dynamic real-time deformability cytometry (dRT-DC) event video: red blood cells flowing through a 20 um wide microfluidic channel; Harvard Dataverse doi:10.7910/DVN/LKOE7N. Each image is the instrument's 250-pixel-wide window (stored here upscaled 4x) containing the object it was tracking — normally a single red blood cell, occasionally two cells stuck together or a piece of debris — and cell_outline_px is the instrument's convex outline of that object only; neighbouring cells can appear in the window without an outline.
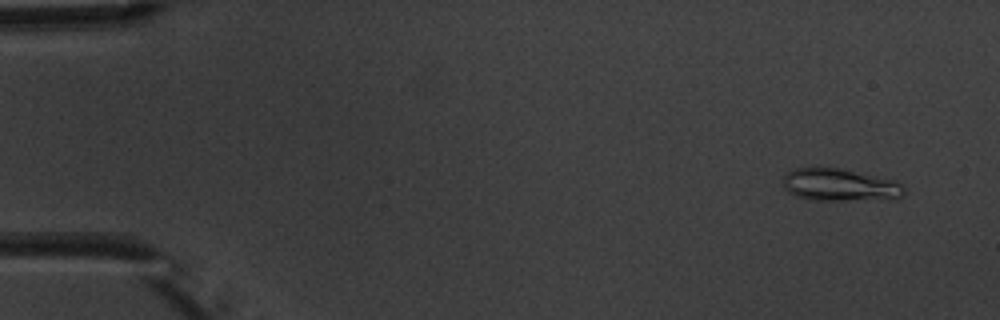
{"species": "common noctule bat (a hibernating species)", "species_latin": "Nyctalus noctula", "temperature_condition": "warm", "stored_images_in_passage": 10, "camera_frame_rate_fps": 3000, "um_per_image_px": 0.085, "animal": {"sex": "male", "body_mass_g": 20.1, "forearm_length_mm": 53.5}, "frame": {"image": 1, "passage_image": 1, "time_ms": 0.0, "image_size_px": [1000, 320], "cell_outline_px": [[904, 192], [896, 200], [812, 200], [796, 196], [788, 192], [780, 184], [784, 176], [792, 168], [840, 168], [896, 180], [904, 188]], "centroid_in_image_um": [71.38, 15.73], "position_along_channel_um": 13.6, "area_um2": 23.24}}
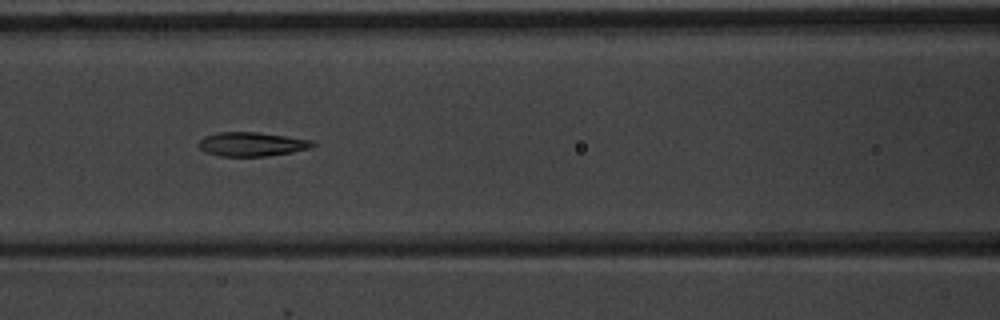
{"frame": {"image": 2, "passage_image": 7, "time_ms": 6.667, "image_size_px": [1000, 320], "cell_outline_px": [[316, 144], [312, 148], [292, 152], [264, 156], [220, 156], [208, 152], [200, 148], [196, 144], [204, 136], [216, 132], [256, 132], [312, 140]], "centroid_in_image_um": [21.39, 12.25], "position_along_channel_um": 145.2, "area_um2": 15.9}}
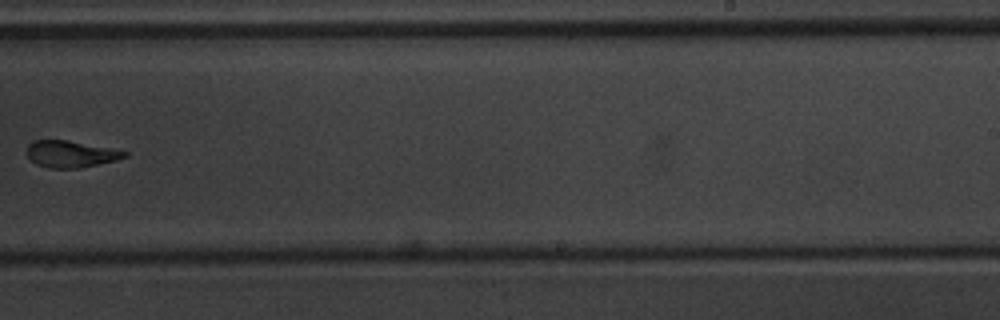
{"frame": {"image": 3, "passage_image": 10, "time_ms": 10.333, "image_size_px": [1000, 320], "cell_outline_px": [[128, 156], [116, 160], [76, 168], [48, 168], [36, 164], [24, 152], [28, 144], [32, 140], [68, 140], [128, 152]], "centroid_in_image_um": [5.94, 13.08], "position_along_channel_um": 283.1, "area_um2": 15.09}}